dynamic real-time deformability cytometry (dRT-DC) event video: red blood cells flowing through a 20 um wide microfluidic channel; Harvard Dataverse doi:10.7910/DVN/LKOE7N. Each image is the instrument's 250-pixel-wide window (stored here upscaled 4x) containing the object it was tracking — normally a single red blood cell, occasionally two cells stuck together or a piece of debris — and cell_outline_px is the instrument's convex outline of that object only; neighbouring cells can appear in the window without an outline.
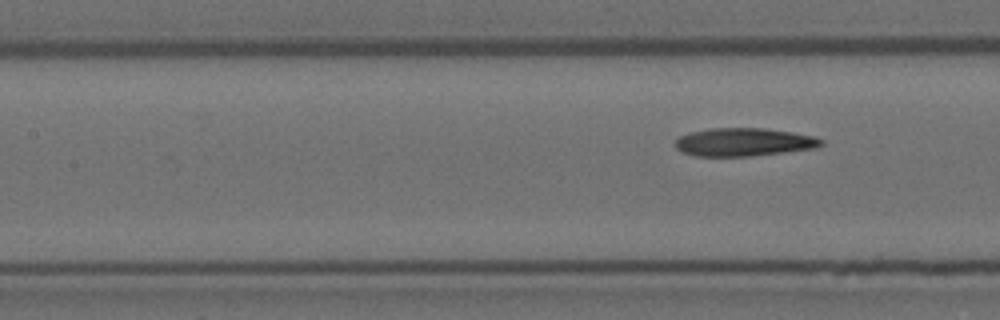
{"species": "Egyptian fruit bat (a non-hibernating species)", "species_latin": "Rousettus aegyptiacus", "temperature_condition": "room temperature", "stored_images_in_passage": 8, "segment_of_instrument_passage": [2, 2], "camera_frame_rate_fps": 3000, "um_per_image_px": 0.085, "animal": {"sex": "female"}, "frame": {"image": 1, "passage_image": 8, "time_ms": 2.333, "image_size_px": [1000, 320], "cell_outline_px": [[824, 144], [816, 148], [752, 156], [696, 156], [680, 152], [672, 144], [680, 136], [688, 132], [712, 128], [764, 128], [792, 132], [812, 136], [824, 140]], "centroid_in_image_um": [63.18, 12.08], "position_along_channel_um": 144.2, "area_um2": 24.1}}